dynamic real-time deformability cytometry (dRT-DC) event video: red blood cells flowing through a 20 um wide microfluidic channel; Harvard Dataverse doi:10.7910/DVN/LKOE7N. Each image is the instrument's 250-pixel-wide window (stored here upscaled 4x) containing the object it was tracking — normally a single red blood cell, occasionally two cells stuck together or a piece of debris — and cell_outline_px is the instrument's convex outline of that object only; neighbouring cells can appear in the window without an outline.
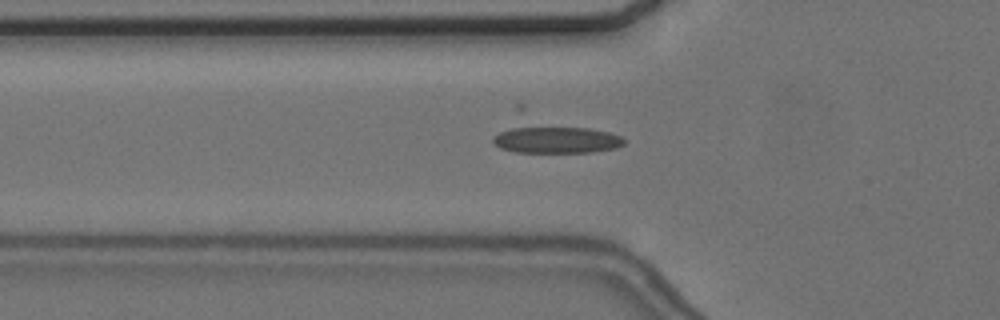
{"species": "common noctule bat (a hibernating species)", "species_latin": "Nyctalus noctula", "temperature_condition": "cold", "stored_images_in_passage": 52, "camera_frame_rate_fps": 3000, "um_per_image_px": 0.085, "animal": {"sex": "female", "body_mass_g": 24.6, "forearm_length_mm": 56.2}, "frame": {"image": 1, "passage_image": 14, "time_ms": 4.333, "image_size_px": [1000, 320], "cell_outline_px": [[624, 144], [616, 148], [592, 152], [516, 152], [500, 148], [492, 140], [492, 136], [500, 132], [520, 124], [524, 124], [588, 128], [608, 132], [624, 136]], "centroid_in_image_um": [47.26, 11.84], "position_along_channel_um": 78.5, "area_um2": 21.21}}
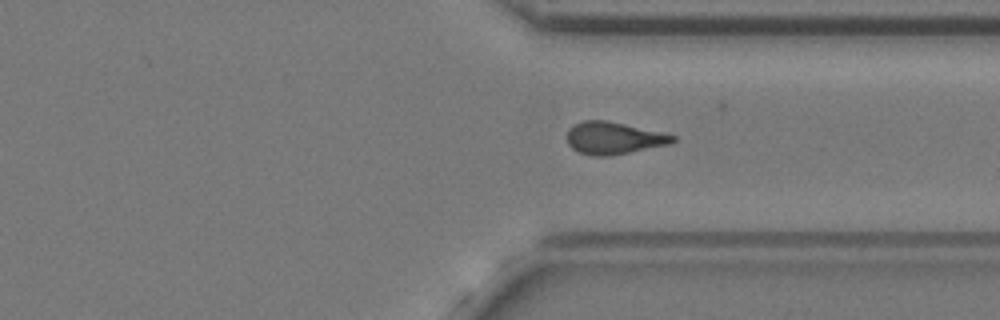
{"frame": {"image": 2, "passage_image": 37, "time_ms": 12.0, "image_size_px": [1000, 320], "cell_outline_px": [[676, 140], [672, 144], [608, 156], [592, 156], [580, 152], [572, 148], [568, 144], [568, 128], [572, 124], [584, 120], [608, 120], [660, 132], [676, 136]], "centroid_in_image_um": [52.15, 11.73], "position_along_channel_um": 359.2, "area_um2": 19.88}}
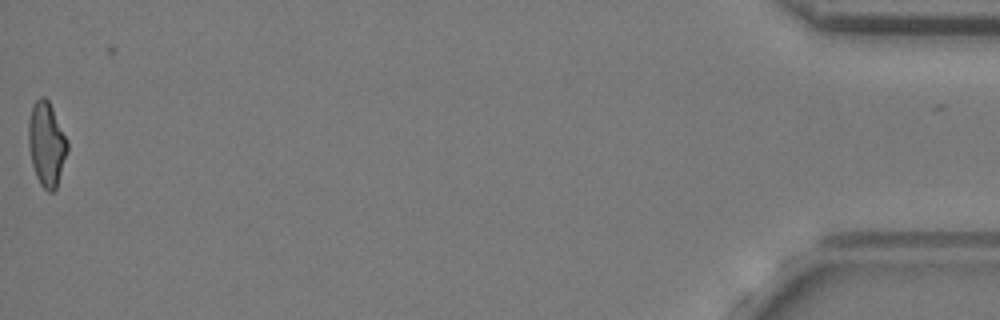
{"frame": {"image": 3, "passage_image": 51, "time_ms": 16.667, "image_size_px": [1000, 320], "cell_outline_px": [[68, 152], [56, 188], [52, 192], [48, 192], [40, 184], [36, 176], [32, 164], [28, 144], [28, 120], [32, 104], [40, 96], [44, 96], [48, 100], [68, 140]], "centroid_in_image_um": [3.95, 12.23], "position_along_channel_um": 431.2, "area_um2": 19.25}, "authors_computed_cell_mechanics": {"area_um2": 19.7098, "velocity_mm_per_s": 3.6556, "shape_relaxation_time_tau1_ms": null, "shape_relaxation_time_tau2_ms": 1.9576, "deformation_change_tau1": null, "deformation_change_tau2": 0.0776}}